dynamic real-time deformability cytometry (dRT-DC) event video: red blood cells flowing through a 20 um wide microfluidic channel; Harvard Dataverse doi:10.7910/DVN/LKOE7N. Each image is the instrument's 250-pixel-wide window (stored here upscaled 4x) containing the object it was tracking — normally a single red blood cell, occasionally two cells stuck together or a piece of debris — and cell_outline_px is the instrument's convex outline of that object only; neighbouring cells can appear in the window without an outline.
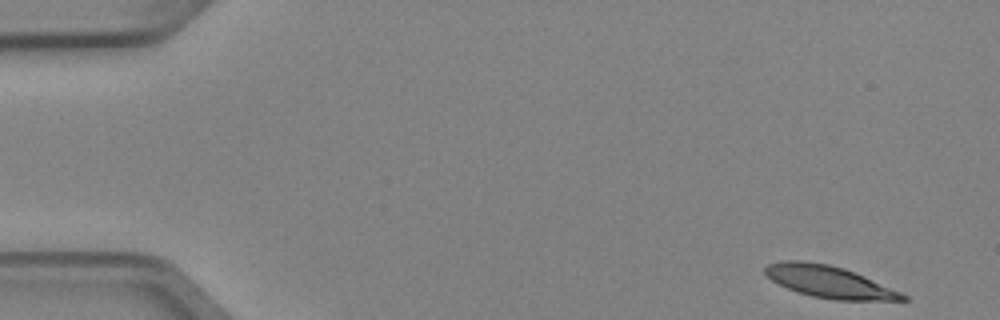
{"species": "Egyptian fruit bat (a non-hibernating species)", "species_latin": "Rousettus aegyptiacus", "temperature_condition": "cold", "stored_images_in_passage": 5, "segment_of_instrument_passage": [1, 2], "camera_frame_rate_fps": 3000, "um_per_image_px": 0.085, "animal": {"sex": "female"}, "frame": {"image": 1, "passage_image": 1, "time_ms": 0.0, "image_size_px": [1000, 320], "cell_outline_px": [[908, 300], [836, 300], [812, 296], [788, 288], [772, 280], [764, 272], [764, 268], [768, 264], [784, 260], [800, 260], [828, 264], [844, 268], [864, 276], [900, 292], [908, 296]], "centroid_in_image_um": [70.47, 23.94], "position_along_channel_um": 14.5, "area_um2": 25.2}}
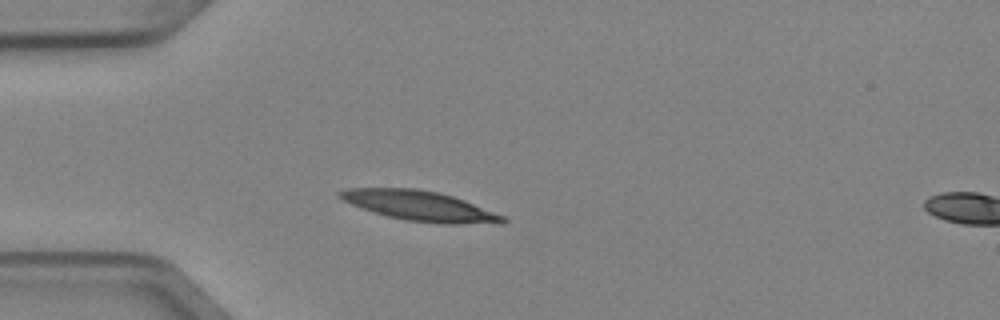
{"frame": {"image": 2, "passage_image": 4, "time_ms": 1.0, "image_size_px": [1000, 320], "cell_outline_px": [[508, 220], [500, 224], [444, 224], [404, 220], [372, 212], [352, 204], [344, 200], [336, 192], [348, 188], [412, 188], [436, 192], [452, 196], [464, 200], [504, 216]], "centroid_in_image_um": [35.71, 17.51], "position_along_channel_um": 49.3, "area_um2": 28.26}}